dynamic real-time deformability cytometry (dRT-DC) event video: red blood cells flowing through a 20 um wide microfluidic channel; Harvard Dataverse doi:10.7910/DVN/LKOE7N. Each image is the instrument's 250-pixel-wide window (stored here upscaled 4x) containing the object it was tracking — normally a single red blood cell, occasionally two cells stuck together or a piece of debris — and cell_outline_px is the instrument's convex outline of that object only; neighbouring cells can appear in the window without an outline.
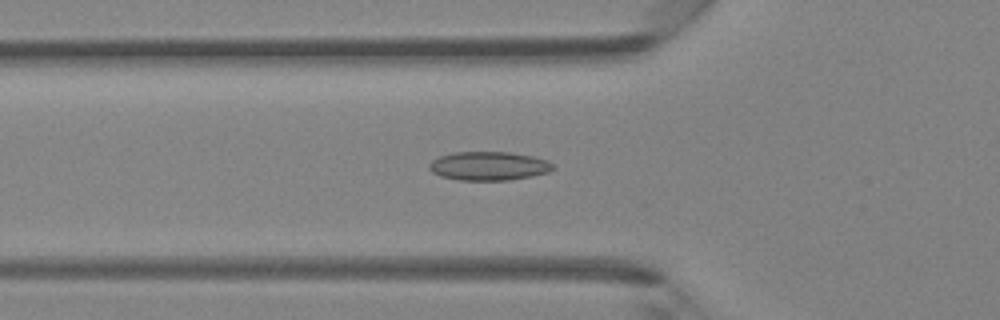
{"species": "Egyptian fruit bat (a non-hibernating species)", "species_latin": "Rousettus aegyptiacus", "temperature_condition": "room temperature", "stored_images_in_passage": 32, "camera_frame_rate_fps": 3000, "um_per_image_px": 0.085, "animal": {"sex": "female"}, "frame": {"image": 1, "passage_image": 3, "time_ms": 0.667, "image_size_px": [1000, 320], "cell_outline_px": [[556, 168], [548, 172], [532, 176], [508, 180], [460, 180], [440, 176], [432, 172], [428, 168], [428, 164], [432, 160], [440, 156], [456, 152], [508, 152], [532, 156], [548, 160]], "centroid_in_image_um": [41.54, 14.11], "position_along_channel_um": 84.3, "area_um2": 20.75}}
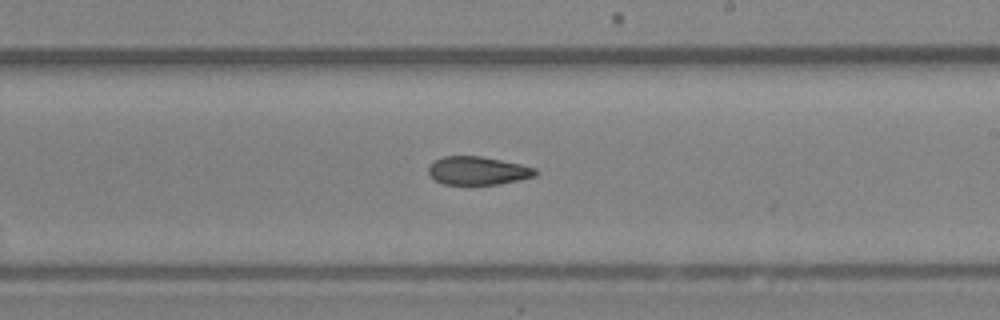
{"frame": {"image": 2, "passage_image": 14, "time_ms": 4.333, "image_size_px": [1000, 320], "cell_outline_px": [[540, 172], [536, 176], [500, 184], [444, 184], [436, 180], [428, 172], [428, 168], [432, 160], [444, 156], [480, 156], [520, 164], [536, 168]], "centroid_in_image_um": [40.63, 14.5], "position_along_channel_um": 248.4, "area_um2": 17.63}}
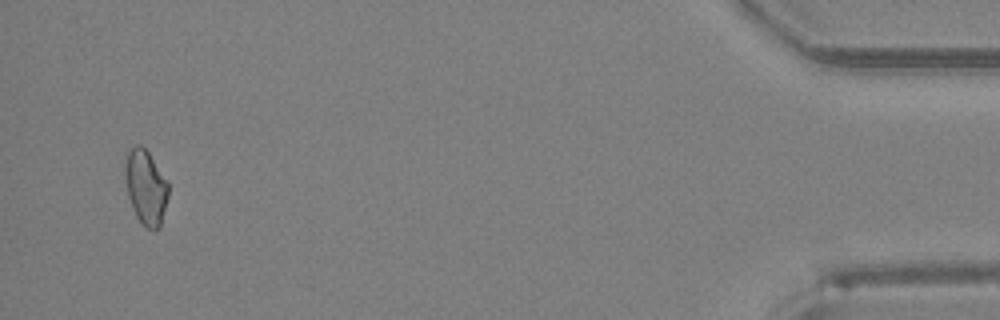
{"frame": {"image": 3, "passage_image": 31, "time_ms": 10.0, "image_size_px": [1000, 320], "cell_outline_px": [[168, 196], [160, 228], [156, 232], [144, 228], [136, 216], [132, 208], [128, 196], [124, 176], [124, 164], [128, 152], [136, 144], [140, 144], [148, 152], [168, 180]], "centroid_in_image_um": [12.39, 15.95], "position_along_channel_um": 422.8, "area_um2": 19.19}}